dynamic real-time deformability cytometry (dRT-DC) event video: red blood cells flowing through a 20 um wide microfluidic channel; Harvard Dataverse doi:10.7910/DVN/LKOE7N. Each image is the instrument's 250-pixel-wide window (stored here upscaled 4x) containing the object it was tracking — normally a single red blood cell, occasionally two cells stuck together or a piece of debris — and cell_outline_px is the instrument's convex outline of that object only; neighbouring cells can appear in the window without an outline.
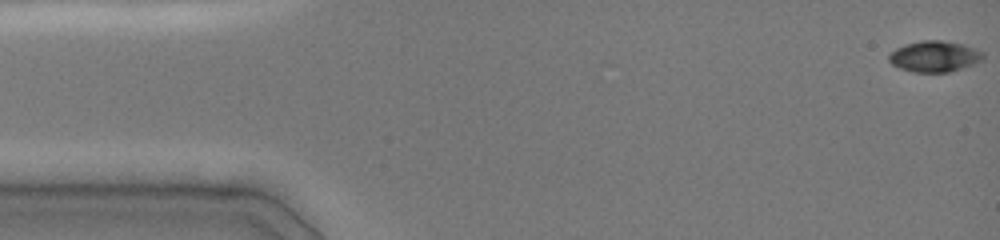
{"species": "common noctule bat (a hibernating species)", "species_latin": "Nyctalus noctula", "temperature_condition": "cold", "stored_images_in_passage": 48, "camera_frame_rate_fps": 3000, "um_per_image_px": 0.085, "animal": {"sex": "female", "body_mass_g": 19.0, "forearm_length_mm": 51.5}, "frame": {"image": 1, "passage_image": 1, "time_ms": 0.0, "image_size_px": [1000, 240], "cell_outline_px": [[984, 60], [948, 72], [912, 72], [900, 68], [892, 64], [888, 60], [888, 56], [896, 48], [904, 44], [920, 40], [940, 40], [964, 44], [976, 48], [984, 52]], "centroid_in_image_um": [79.44, 4.78], "position_along_channel_um": 5.6, "area_um2": 17.11}}
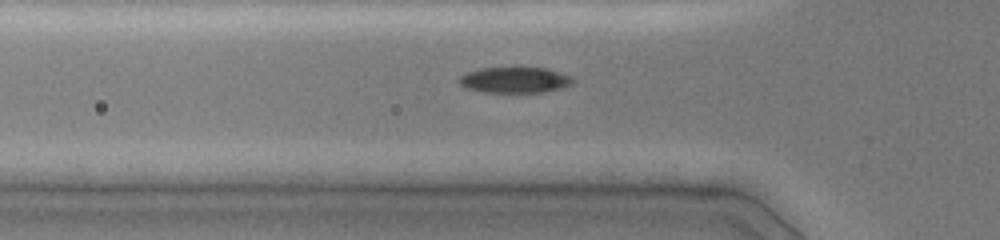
{"frame": {"image": 2, "passage_image": 16, "time_ms": 5.0, "image_size_px": [1000, 240], "cell_outline_px": [[576, 80], [572, 84], [564, 88], [544, 92], [484, 92], [464, 88], [456, 80], [460, 76], [468, 72], [480, 68], [516, 64], [520, 64], [544, 68], [572, 76]], "centroid_in_image_um": [43.76, 6.75], "position_along_channel_um": 82.0, "area_um2": 18.21}}
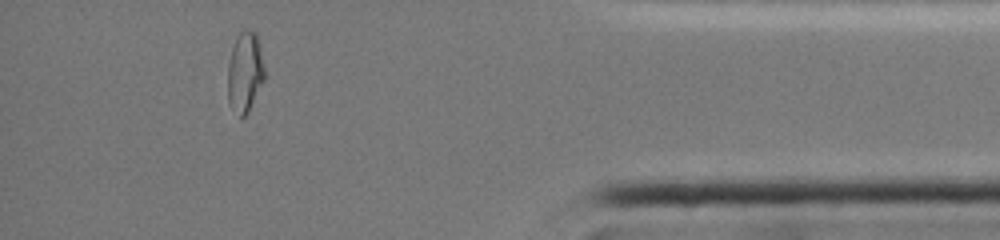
{"frame": {"image": 3, "passage_image": 43, "time_ms": 14.0, "image_size_px": [1000, 240], "cell_outline_px": [[264, 80], [248, 112], [244, 116], [240, 116], [228, 104], [228, 64], [232, 48], [236, 36], [244, 28], [256, 32], [260, 44], [264, 64]], "centroid_in_image_um": [20.82, 6.08], "position_along_channel_um": 414.4, "area_um2": 17.34}, "authors_computed_cell_mechanics": {"area_um2": 17.7446, "velocity_mm_per_s": 4.0327, "shape_relaxation_time_tau1_ms": 4.7159, "shape_relaxation_time_tau2_ms": null, "deformation_change_tau1": 0.1646, "deformation_change_tau2": null}}